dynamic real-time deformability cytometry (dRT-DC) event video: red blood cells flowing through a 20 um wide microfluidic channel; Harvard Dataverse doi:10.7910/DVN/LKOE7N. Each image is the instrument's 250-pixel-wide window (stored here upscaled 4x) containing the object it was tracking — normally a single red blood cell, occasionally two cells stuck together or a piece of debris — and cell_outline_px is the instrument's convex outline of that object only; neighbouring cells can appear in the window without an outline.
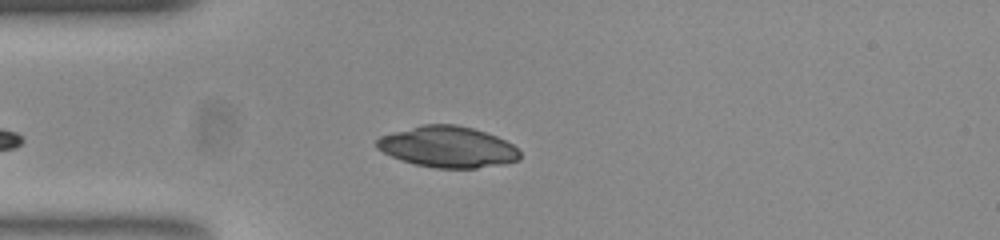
{"species": "common noctule bat (a hibernating species)", "species_latin": "Nyctalus noctula", "temperature_condition": "room temperature", "stored_images_in_passage": 38, "camera_frame_rate_fps": 3000, "um_per_image_px": 0.085, "animal": {"sex": "female", "body_mass_g": 23.0, "forearm_length_mm": 53.4}, "frame": {"image": 1, "passage_image": 2, "time_ms": 0.333, "image_size_px": [1000, 240], "cell_outline_px": [[520, 160], [504, 164], [476, 168], [436, 168], [416, 164], [392, 156], [376, 148], [376, 140], [380, 136], [392, 132], [420, 124], [456, 124], [472, 128], [496, 136], [512, 144], [520, 152]], "centroid_in_image_um": [38.06, 12.48], "position_along_channel_um": 46.9, "area_um2": 34.22}}